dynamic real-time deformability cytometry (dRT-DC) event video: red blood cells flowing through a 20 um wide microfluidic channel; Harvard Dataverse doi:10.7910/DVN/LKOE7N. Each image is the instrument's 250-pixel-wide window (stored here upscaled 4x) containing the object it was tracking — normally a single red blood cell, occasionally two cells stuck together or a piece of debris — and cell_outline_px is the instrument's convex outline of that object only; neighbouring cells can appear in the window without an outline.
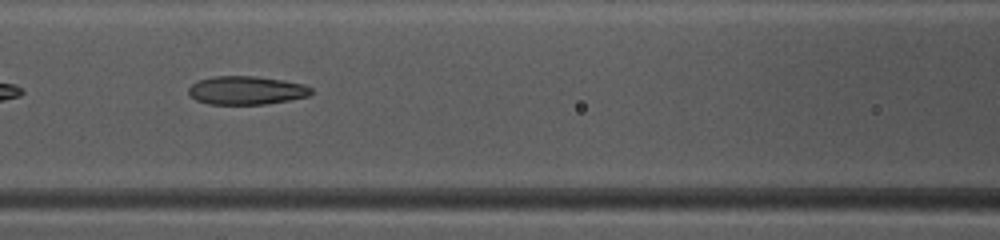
{"species": "common noctule bat (a hibernating species)", "species_latin": "Nyctalus noctula", "temperature_condition": "warm", "stored_images_in_passage": 38, "camera_frame_rate_fps": 3000, "um_per_image_px": 0.085, "animal": {"sex": "female", "body_mass_g": 10.0, "forearm_length_mm": 53.1}, "frame": {"image": 1, "passage_image": 12, "time_ms": 3.667, "image_size_px": [1000, 240], "cell_outline_px": [[312, 92], [308, 96], [292, 100], [264, 104], [208, 104], [196, 100], [188, 92], [188, 88], [196, 80], [216, 76], [256, 76], [284, 80], [304, 84], [312, 88]], "centroid_in_image_um": [20.95, 7.67], "position_along_channel_um": 145.6, "area_um2": 20.46}, "authors_computed_cell_mechanics": {"area_um2": 21.8484, "velocity_mm_per_s": 4.1579, "shape_relaxation_time_tau1_ms": null, "shape_relaxation_time_tau2_ms": 2.0671, "deformation_change_tau1": null, "deformation_change_tau2": 0.1044}}